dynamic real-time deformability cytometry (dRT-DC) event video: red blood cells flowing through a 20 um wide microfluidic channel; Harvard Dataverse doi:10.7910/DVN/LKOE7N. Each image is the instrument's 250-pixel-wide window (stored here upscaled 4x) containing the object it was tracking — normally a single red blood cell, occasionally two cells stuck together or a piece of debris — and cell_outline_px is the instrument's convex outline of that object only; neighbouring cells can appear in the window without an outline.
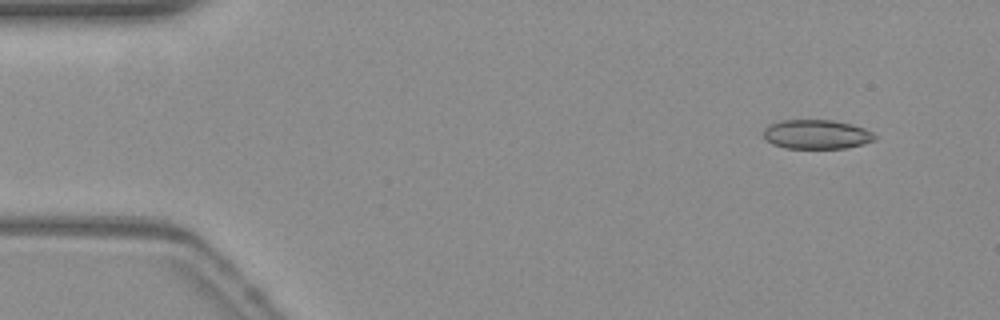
{"species": "common noctule bat (a hibernating species)", "species_latin": "Nyctalus noctula", "temperature_condition": "warm", "stored_images_in_passage": 50, "camera_frame_rate_fps": 3000, "um_per_image_px": 0.085, "animal": {"sex": "female", "body_mass_g": 19.3, "forearm_length_mm": 54.1}, "frame": {"image": 1, "passage_image": 1, "time_ms": 0.0, "image_size_px": [1000, 320], "cell_outline_px": [[876, 140], [848, 148], [784, 148], [772, 144], [764, 136], [764, 128], [772, 124], [784, 120], [832, 120], [852, 124], [864, 128], [872, 132], [876, 136]], "centroid_in_image_um": [69.44, 11.42], "position_along_channel_um": 15.6, "area_um2": 18.9}}
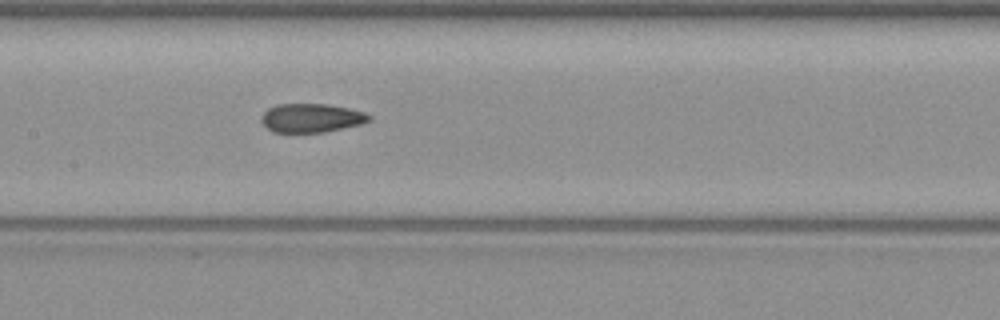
{"frame": {"image": 2, "passage_image": 22, "time_ms": 7.0, "image_size_px": [1000, 320], "cell_outline_px": [[372, 120], [360, 124], [324, 132], [272, 132], [264, 124], [264, 112], [268, 108], [276, 104], [328, 104], [348, 108], [364, 112], [372, 116]], "centroid_in_image_um": [26.51, 10.02], "position_along_channel_um": 180.9, "area_um2": 17.86}}
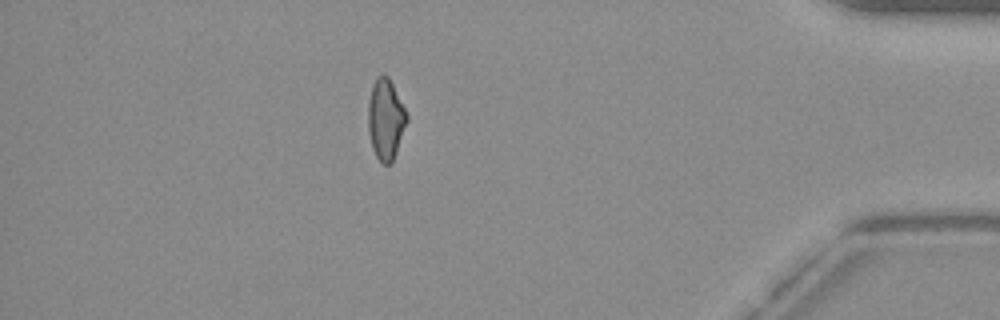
{"frame": {"image": 3, "passage_image": 43, "time_ms": 14.0, "image_size_px": [1000, 320], "cell_outline_px": [[408, 120], [392, 164], [384, 164], [376, 156], [372, 148], [368, 132], [368, 100], [372, 84], [380, 76], [388, 76], [408, 116]], "centroid_in_image_um": [32.77, 10.18], "position_along_channel_um": 402.4, "area_um2": 18.03}, "authors_computed_cell_mechanics": {"area_um2": 18.6116, "velocity_mm_per_s": 3.8421, "shape_relaxation_time_tau1_ms": null, "shape_relaxation_time_tau2_ms": 1.6936, "deformation_change_tau1": null, "deformation_change_tau2": 0.0782}}